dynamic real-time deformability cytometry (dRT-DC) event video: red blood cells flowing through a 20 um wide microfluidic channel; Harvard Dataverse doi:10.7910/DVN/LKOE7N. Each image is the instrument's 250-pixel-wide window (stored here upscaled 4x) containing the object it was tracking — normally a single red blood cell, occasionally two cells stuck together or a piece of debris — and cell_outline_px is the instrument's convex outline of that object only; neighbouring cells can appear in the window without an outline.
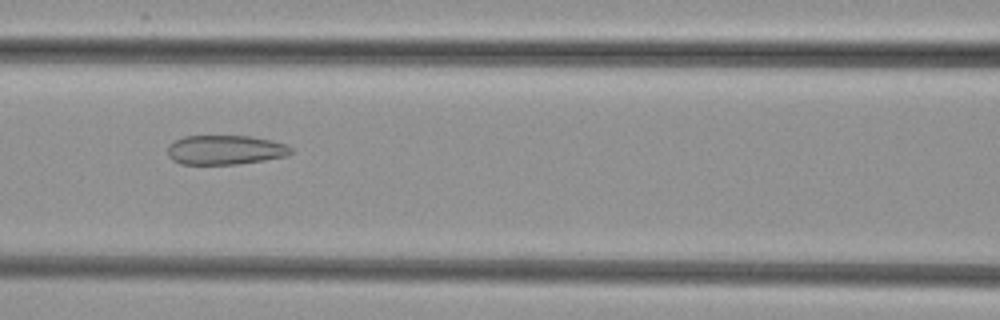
{"species": "common noctule bat (a hibernating species)", "species_latin": "Nyctalus noctula", "temperature_condition": "cold", "stored_images_in_passage": 39, "camera_frame_rate_fps": 3000, "um_per_image_px": 0.085, "animal": {"sex": "female", "body_mass_g": 29.2, "forearm_length_mm": 56.3}, "frame": {"image": 1, "passage_image": 19, "time_ms": 6.0, "image_size_px": [1000, 320], "cell_outline_px": [[296, 152], [288, 156], [240, 164], [180, 164], [172, 160], [168, 156], [168, 144], [184, 136], [252, 136], [272, 140], [284, 144], [292, 148]], "centroid_in_image_um": [19.17, 12.74], "position_along_channel_um": 147.4, "area_um2": 21.39}}
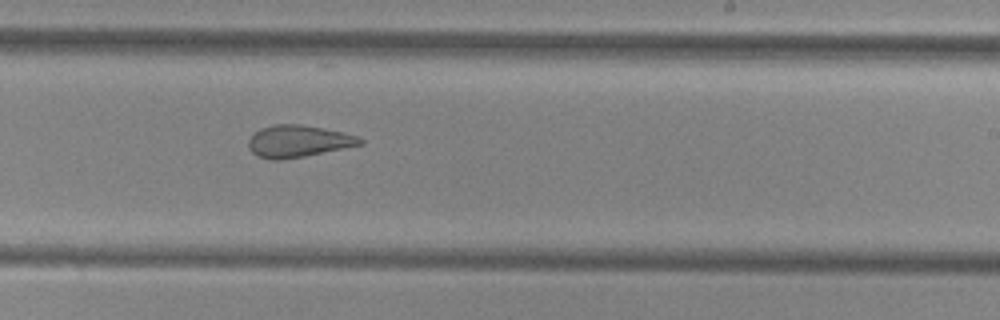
{"frame": {"image": 2, "passage_image": 28, "time_ms": 9.0, "image_size_px": [1000, 320], "cell_outline_px": [[364, 144], [304, 156], [280, 160], [272, 160], [256, 156], [248, 148], [248, 140], [260, 128], [272, 124], [300, 124], [344, 132], [356, 136], [364, 140]], "centroid_in_image_um": [25.33, 12.0], "position_along_channel_um": 263.7, "area_um2": 20.81}}
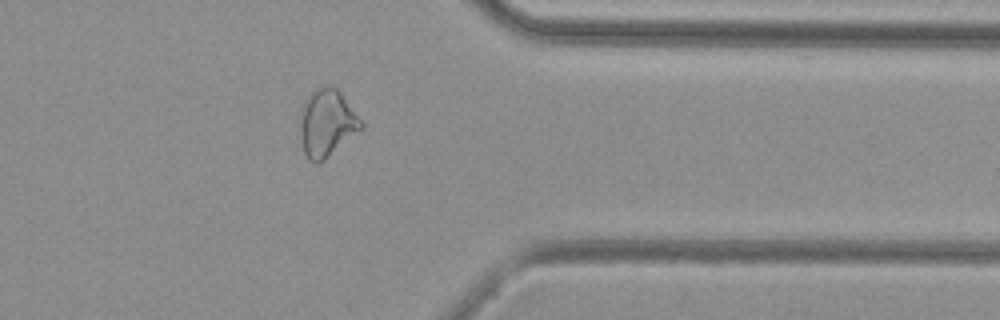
{"frame": {"image": 3, "passage_image": 38, "time_ms": 12.333, "image_size_px": [1000, 320], "cell_outline_px": [[364, 128], [360, 132], [324, 160], [316, 164], [308, 160], [304, 152], [300, 136], [300, 108], [304, 100], [320, 84], [324, 84], [336, 88], [340, 92], [364, 124]], "centroid_in_image_um": [27.77, 10.46], "position_along_channel_um": 383.6, "area_um2": 24.28}}